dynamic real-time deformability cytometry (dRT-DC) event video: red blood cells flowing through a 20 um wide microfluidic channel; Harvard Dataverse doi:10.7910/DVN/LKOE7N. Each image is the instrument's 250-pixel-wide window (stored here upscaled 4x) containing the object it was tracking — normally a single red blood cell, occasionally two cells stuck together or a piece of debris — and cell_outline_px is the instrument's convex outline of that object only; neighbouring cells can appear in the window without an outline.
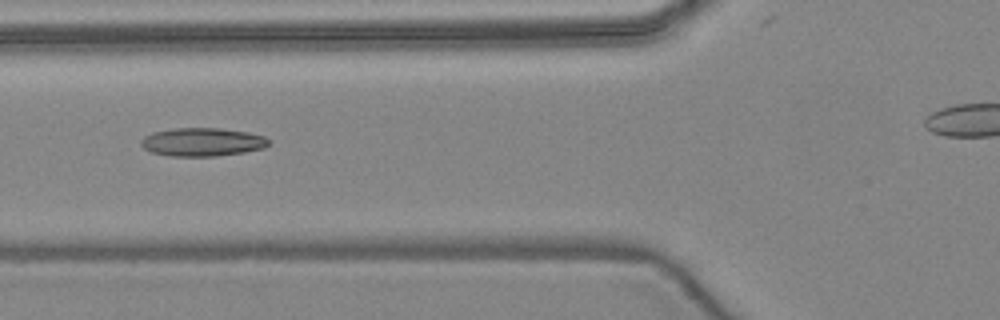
{"species": "common noctule bat (a hibernating species)", "species_latin": "Nyctalus noctula", "temperature_condition": "warm", "stored_images_in_passage": 5, "camera_frame_rate_fps": 3000, "um_per_image_px": 0.085, "animal": {"sex": "female", "body_mass_g": 24.6, "forearm_length_mm": 56.2}, "frame": {"image": 1, "passage_image": 5, "time_ms": 4.667, "image_size_px": [1000, 320], "cell_outline_px": [[272, 140], [264, 148], [244, 152], [216, 156], [172, 156], [152, 152], [144, 148], [140, 144], [140, 140], [144, 136], [152, 132], [176, 128], [220, 128], [248, 132], [264, 136]], "centroid_in_image_um": [17.21, 12.06], "position_along_channel_um": 108.6, "area_um2": 21.15}}